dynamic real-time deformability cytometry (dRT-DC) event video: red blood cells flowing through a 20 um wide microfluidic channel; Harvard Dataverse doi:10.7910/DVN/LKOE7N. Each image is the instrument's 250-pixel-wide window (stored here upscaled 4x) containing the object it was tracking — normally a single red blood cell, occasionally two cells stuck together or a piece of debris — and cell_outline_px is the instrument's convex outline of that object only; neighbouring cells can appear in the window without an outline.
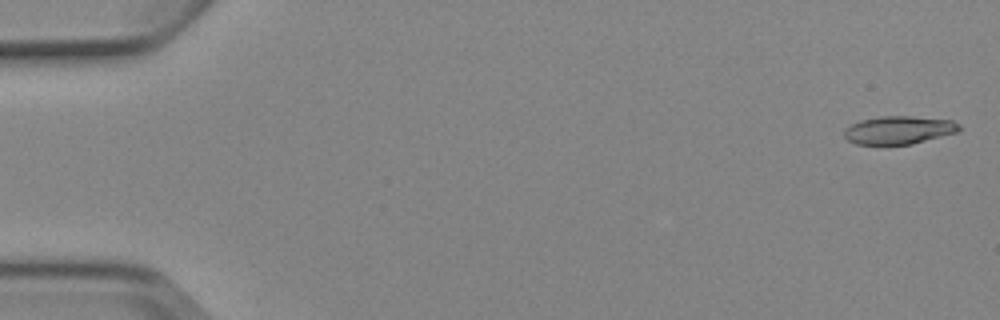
{"species": "Egyptian fruit bat (a non-hibernating species)", "species_latin": "Rousettus aegyptiacus", "temperature_condition": "cold", "stored_images_in_passage": 6, "camera_frame_rate_fps": 3000, "um_per_image_px": 0.085, "animal": {"sex": "female"}, "frame": {"image": 1, "passage_image": 1, "time_ms": 0.0, "image_size_px": [1000, 320], "cell_outline_px": [[960, 132], [912, 144], [856, 144], [848, 140], [844, 136], [844, 132], [852, 124], [860, 120], [880, 116], [912, 116], [952, 120], [960, 124]], "centroid_in_image_um": [76.45, 11.05], "position_along_channel_um": 8.5, "area_um2": 18.84}}
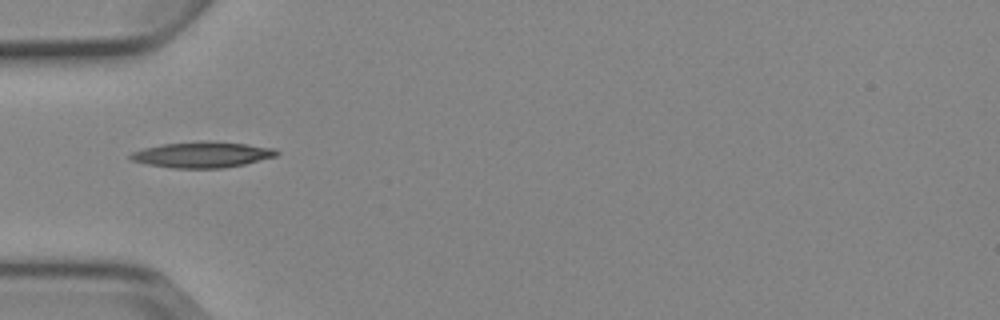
{"frame": {"image": 2, "passage_image": 5, "time_ms": 5.333, "image_size_px": [1000, 320], "cell_outline_px": [[280, 152], [276, 156], [244, 164], [220, 168], [172, 168], [148, 164], [132, 160], [128, 156], [132, 152], [144, 148], [160, 144], [200, 140], [208, 140], [244, 144], [276, 148]], "centroid_in_image_um": [17.18, 13.13], "position_along_channel_um": 67.8, "area_um2": 22.08}}
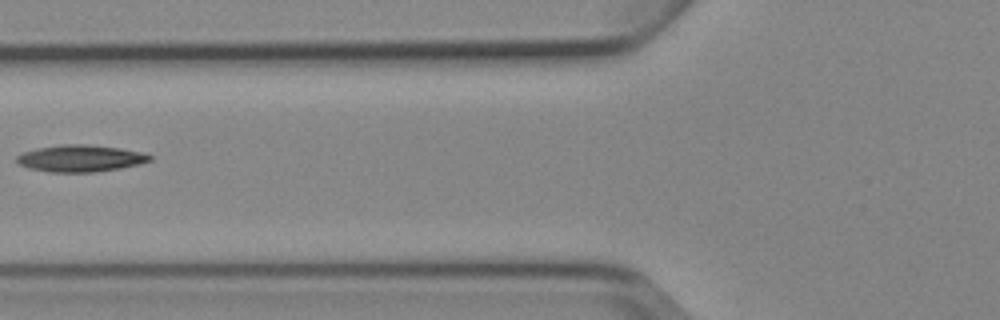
{"frame": {"image": 3, "passage_image": 6, "time_ms": 6.667, "image_size_px": [1000, 320], "cell_outline_px": [[152, 160], [140, 164], [120, 168], [92, 172], [48, 172], [28, 168], [20, 164], [16, 160], [16, 156], [24, 152], [36, 148], [60, 144], [84, 144], [120, 148], [144, 152], [152, 156]], "centroid_in_image_um": [6.84, 13.45], "position_along_channel_um": 119.0, "area_um2": 20.87}}